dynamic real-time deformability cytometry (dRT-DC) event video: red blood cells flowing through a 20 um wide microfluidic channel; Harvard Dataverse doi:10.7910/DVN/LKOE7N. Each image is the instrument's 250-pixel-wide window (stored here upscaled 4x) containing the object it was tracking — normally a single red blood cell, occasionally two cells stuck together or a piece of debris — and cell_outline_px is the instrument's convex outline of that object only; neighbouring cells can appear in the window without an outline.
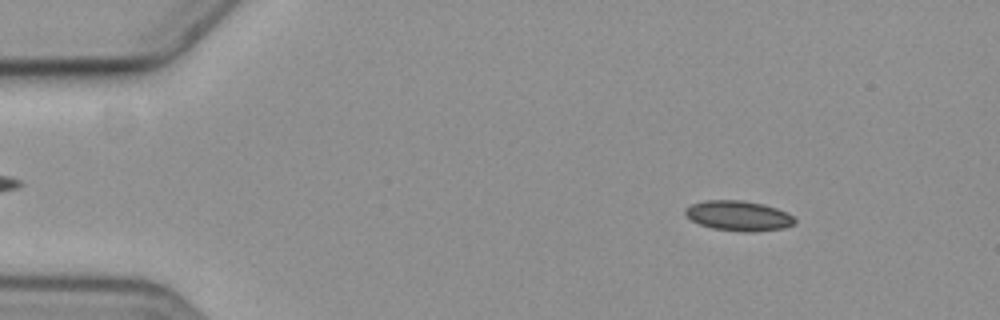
{"species": "common noctule bat (a hibernating species)", "species_latin": "Nyctalus noctula", "temperature_condition": "cold", "stored_images_in_passage": 5, "segment_of_instrument_passage": [1, 2], "camera_frame_rate_fps": 3000, "um_per_image_px": 0.085, "animal": {"sex": "female", "body_mass_g": 19.3, "forearm_length_mm": 54.1}, "frame": {"image": 1, "passage_image": 2, "time_ms": 1.0, "image_size_px": [1000, 320], "cell_outline_px": [[796, 220], [792, 224], [784, 228], [756, 232], [744, 232], [712, 228], [700, 224], [684, 216], [684, 208], [692, 204], [708, 200], [740, 200], [764, 204], [776, 208], [792, 216]], "centroid_in_image_um": [62.74, 18.34], "position_along_channel_um": 22.3, "area_um2": 19.13}}